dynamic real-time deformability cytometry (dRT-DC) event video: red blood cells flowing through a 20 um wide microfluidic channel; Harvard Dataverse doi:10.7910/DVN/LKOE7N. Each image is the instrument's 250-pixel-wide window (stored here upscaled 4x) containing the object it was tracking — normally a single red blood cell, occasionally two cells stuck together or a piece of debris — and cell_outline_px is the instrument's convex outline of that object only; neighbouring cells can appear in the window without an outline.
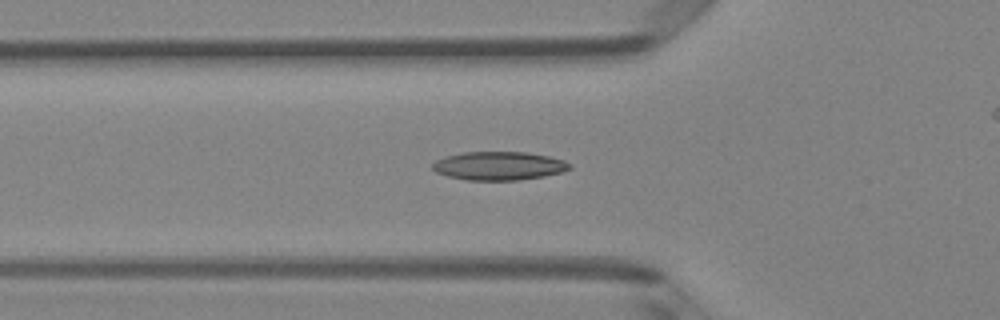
{"species": "Egyptian fruit bat (a non-hibernating species)", "species_latin": "Rousettus aegyptiacus", "temperature_condition": "room temperature", "stored_images_in_passage": 49, "camera_frame_rate_fps": 3000, "um_per_image_px": 0.085, "animal": {"sex": "female"}, "frame": {"image": 1, "passage_image": 16, "time_ms": 5.0, "image_size_px": [1000, 320], "cell_outline_px": [[572, 168], [560, 172], [544, 176], [520, 180], [468, 180], [448, 176], [436, 172], [432, 168], [432, 164], [436, 160], [444, 156], [464, 152], [524, 152], [548, 156], [564, 160], [572, 164]], "centroid_in_image_um": [42.4, 14.09], "position_along_channel_um": 83.4, "area_um2": 22.77}}
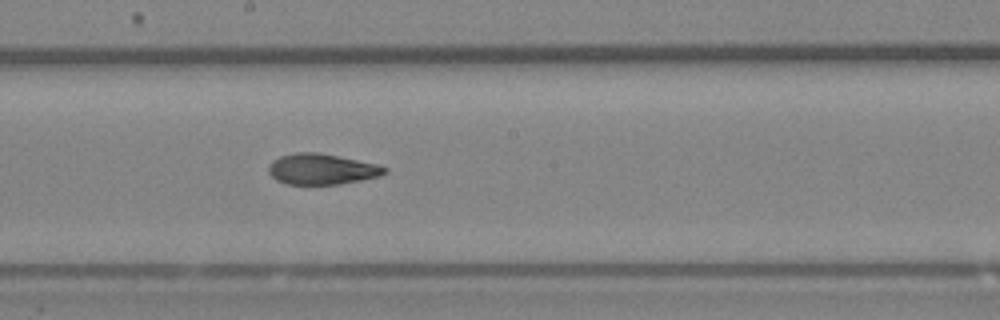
{"frame": {"image": 2, "passage_image": 26, "time_ms": 8.333, "image_size_px": [1000, 320], "cell_outline_px": [[388, 172], [380, 176], [340, 184], [288, 184], [276, 180], [268, 172], [268, 168], [272, 160], [280, 156], [296, 152], [316, 152], [376, 164], [388, 168]], "centroid_in_image_um": [27.33, 14.38], "position_along_channel_um": 220.9, "area_um2": 20.63}}
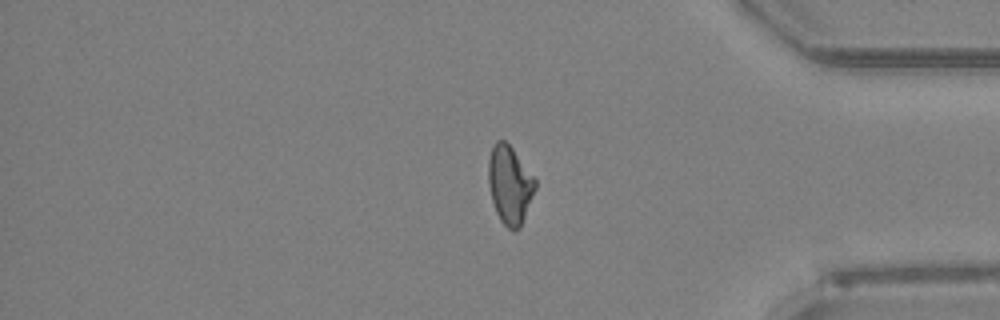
{"frame": {"image": 3, "passage_image": 40, "time_ms": 13.0, "image_size_px": [1000, 320], "cell_outline_px": [[536, 188], [520, 228], [508, 228], [500, 220], [496, 212], [492, 200], [488, 184], [488, 160], [492, 144], [496, 140], [504, 140], [512, 148], [536, 180]], "centroid_in_image_um": [43.31, 15.68], "position_along_channel_um": 391.9, "area_um2": 21.15}, "authors_computed_cell_mechanics": {"area_um2": 21.5016, "velocity_mm_per_s": 4.1272, "shape_relaxation_time_tau1_ms": 5.7163, "shape_relaxation_time_tau2_ms": 1.8546, "deformation_change_tau1": 0.1632, "deformation_change_tau2": 0.0868}}